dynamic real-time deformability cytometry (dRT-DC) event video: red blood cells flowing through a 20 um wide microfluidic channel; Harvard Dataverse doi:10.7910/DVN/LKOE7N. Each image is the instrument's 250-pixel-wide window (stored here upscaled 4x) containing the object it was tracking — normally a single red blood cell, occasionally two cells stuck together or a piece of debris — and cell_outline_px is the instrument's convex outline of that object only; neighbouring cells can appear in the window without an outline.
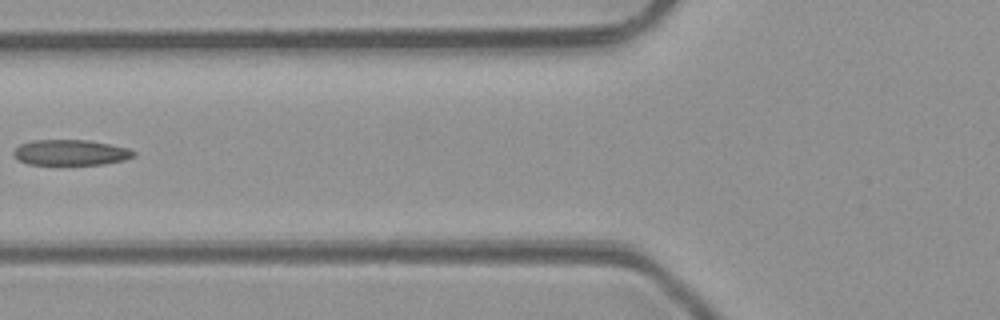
{"species": "common noctule bat (a hibernating species)", "species_latin": "Nyctalus noctula", "temperature_condition": "room temperature", "stored_images_in_passage": 6, "camera_frame_rate_fps": 3000, "um_per_image_px": 0.085, "animal": {"sex": "male", "body_mass_g": 23.1, "forearm_length_mm": 52.7}, "frame": {"image": 1, "passage_image": 6, "time_ms": 6.0, "image_size_px": [1000, 320], "cell_outline_px": [[136, 156], [124, 160], [104, 164], [28, 164], [20, 160], [12, 152], [20, 144], [32, 140], [88, 140], [128, 148], [136, 152]], "centroid_in_image_um": [6.03, 12.96], "position_along_channel_um": 119.8, "area_um2": 17.74}}